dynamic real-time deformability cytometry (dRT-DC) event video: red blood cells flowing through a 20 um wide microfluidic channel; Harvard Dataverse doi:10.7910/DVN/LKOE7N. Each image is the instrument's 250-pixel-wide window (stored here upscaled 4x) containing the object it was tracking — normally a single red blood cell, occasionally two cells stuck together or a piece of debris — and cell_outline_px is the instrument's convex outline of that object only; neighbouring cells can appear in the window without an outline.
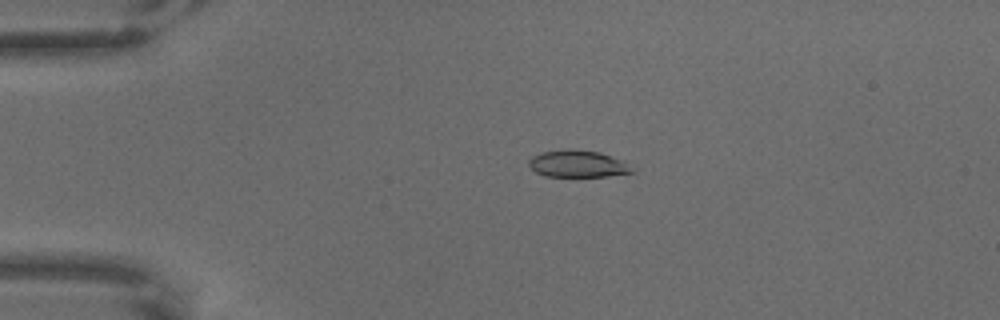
{"species": "common noctule bat (a hibernating species)", "species_latin": "Nyctalus noctula", "temperature_condition": "warm", "stored_images_in_passage": 65, "camera_frame_rate_fps": 3000, "um_per_image_px": 0.085, "animal": {"sex": "male", "body_mass_g": 18.8}, "frame": {"image": 1, "passage_image": 15, "time_ms": 4.667, "image_size_px": [1000, 320], "cell_outline_px": [[636, 172], [608, 176], [544, 176], [536, 172], [528, 164], [528, 160], [532, 156], [540, 152], [568, 148], [576, 148], [600, 152], [624, 160], [636, 168]], "centroid_in_image_um": [49.16, 13.9], "position_along_channel_um": 35.8, "area_um2": 16.7}}
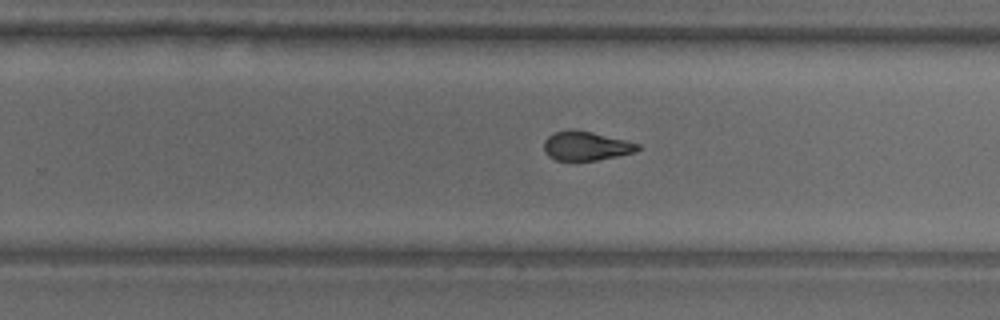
{"frame": {"image": 2, "passage_image": 42, "time_ms": 13.667, "image_size_px": [1000, 320], "cell_outline_px": [[640, 148], [636, 152], [596, 160], [556, 160], [548, 156], [544, 152], [544, 140], [552, 132], [568, 128], [576, 128], [640, 144]], "centroid_in_image_um": [49.76, 12.38], "position_along_channel_um": 280.0, "area_um2": 16.07}}
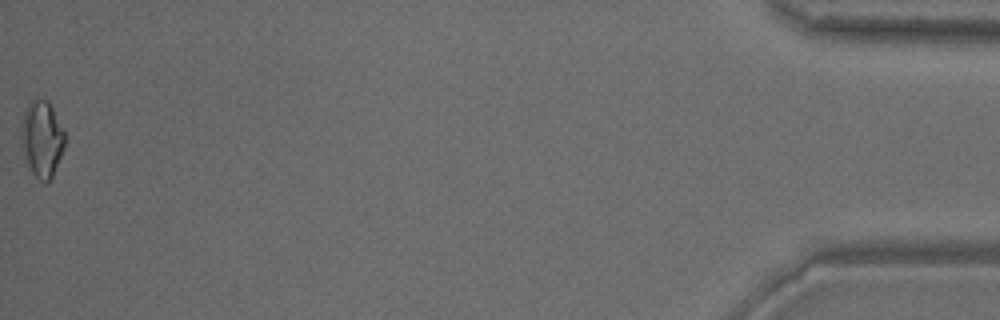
{"frame": {"image": 3, "passage_image": 65, "time_ms": 21.333, "image_size_px": [1000, 320], "cell_outline_px": [[64, 148], [52, 180], [44, 184], [32, 172], [24, 160], [20, 144], [20, 124], [24, 108], [32, 100], [48, 100], [64, 132]], "centroid_in_image_um": [3.52, 11.85], "position_along_channel_um": 431.7, "area_um2": 19.83}}